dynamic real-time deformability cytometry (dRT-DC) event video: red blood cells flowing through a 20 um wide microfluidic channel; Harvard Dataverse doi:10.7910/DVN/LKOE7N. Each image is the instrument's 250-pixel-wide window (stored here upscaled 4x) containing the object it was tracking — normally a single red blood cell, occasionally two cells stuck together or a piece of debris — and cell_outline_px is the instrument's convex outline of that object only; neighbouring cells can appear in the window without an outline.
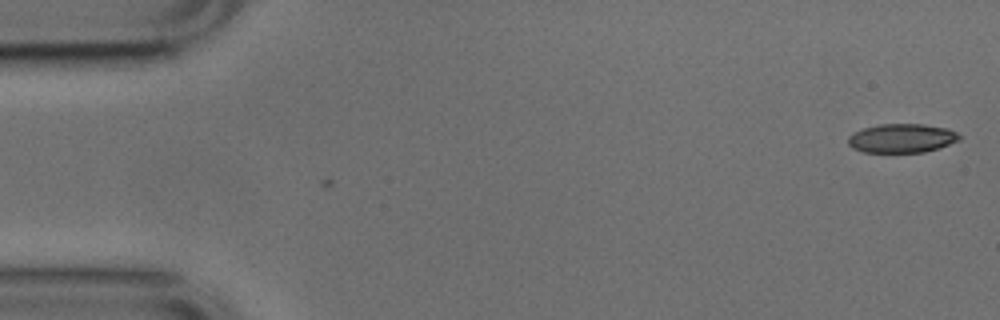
{"species": "common noctule bat (a hibernating species)", "species_latin": "Nyctalus noctula", "temperature_condition": "cold", "stored_images_in_passage": 5, "camera_frame_rate_fps": 3000, "um_per_image_px": 0.085, "animal": {"sex": "male", "body_mass_g": 17.9, "forearm_length_mm": 54.2}, "frame": {"image": 1, "passage_image": 5, "time_ms": 1.333, "image_size_px": [1000, 320], "cell_outline_px": [[960, 140], [940, 148], [924, 152], [864, 152], [852, 148], [848, 144], [848, 136], [852, 132], [864, 128], [880, 124], [924, 124], [948, 128], [956, 132], [960, 136]], "centroid_in_image_um": [76.65, 11.75], "position_along_channel_um": 8.3, "area_um2": 18.9}}